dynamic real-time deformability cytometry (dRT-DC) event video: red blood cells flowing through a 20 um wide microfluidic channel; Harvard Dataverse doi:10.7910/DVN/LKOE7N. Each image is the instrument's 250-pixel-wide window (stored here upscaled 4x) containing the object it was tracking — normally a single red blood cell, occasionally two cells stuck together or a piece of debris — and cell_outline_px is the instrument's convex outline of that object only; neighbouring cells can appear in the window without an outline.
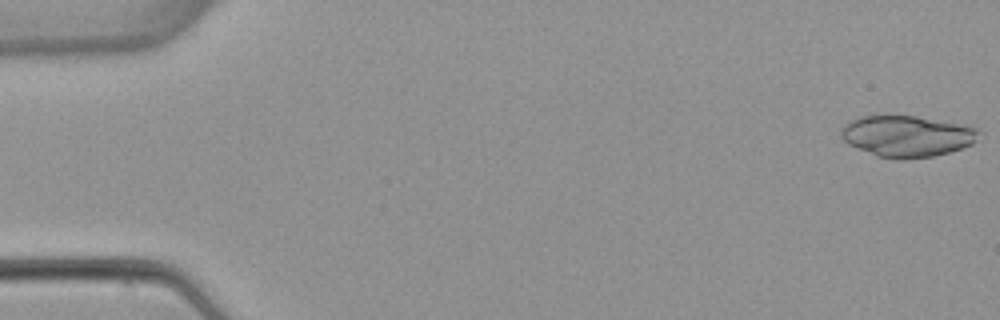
{"species": "common noctule bat (a hibernating species)", "species_latin": "Nyctalus noctula", "temperature_condition": "warm", "stored_images_in_passage": 5, "camera_frame_rate_fps": 3000, "um_per_image_px": 0.085, "animal": {"sex": "female", "body_mass_g": 22.7, "forearm_length_mm": 54.2}, "frame": {"image": 1, "passage_image": 1, "time_ms": 0.0, "image_size_px": [1000, 320], "cell_outline_px": [[980, 132], [976, 140], [972, 144], [948, 152], [932, 156], [904, 160], [896, 160], [876, 156], [848, 144], [840, 136], [840, 132], [844, 124], [860, 116], [884, 112], [916, 116], [972, 124], [980, 128]], "centroid_in_image_um": [77.1, 11.52], "position_along_channel_um": 7.9, "area_um2": 34.45}}